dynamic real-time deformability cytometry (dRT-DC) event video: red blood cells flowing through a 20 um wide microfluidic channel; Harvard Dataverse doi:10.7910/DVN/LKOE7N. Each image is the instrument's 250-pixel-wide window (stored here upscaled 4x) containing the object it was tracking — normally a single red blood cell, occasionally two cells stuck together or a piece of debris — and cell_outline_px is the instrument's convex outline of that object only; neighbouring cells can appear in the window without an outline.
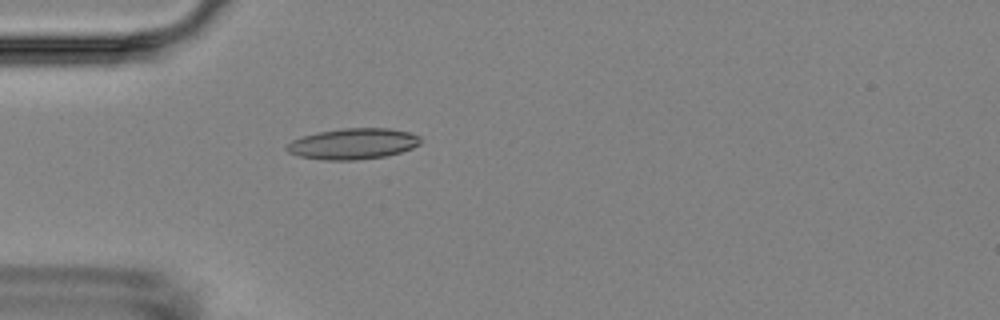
{"species": "Egyptian fruit bat (a non-hibernating species)", "species_latin": "Rousettus aegyptiacus", "temperature_condition": "room temperature", "stored_images_in_passage": 5, "camera_frame_rate_fps": 3000, "um_per_image_px": 0.085, "animal": {"sex": "female"}, "frame": {"image": 1, "passage_image": 5, "time_ms": 4.333, "image_size_px": [1000, 320], "cell_outline_px": [[420, 144], [412, 148], [400, 152], [384, 156], [356, 160], [324, 160], [300, 156], [288, 152], [284, 148], [292, 140], [316, 132], [344, 128], [388, 128], [408, 132], [420, 136]], "centroid_in_image_um": [29.99, 12.22], "position_along_channel_um": 55.0, "area_um2": 23.99}}